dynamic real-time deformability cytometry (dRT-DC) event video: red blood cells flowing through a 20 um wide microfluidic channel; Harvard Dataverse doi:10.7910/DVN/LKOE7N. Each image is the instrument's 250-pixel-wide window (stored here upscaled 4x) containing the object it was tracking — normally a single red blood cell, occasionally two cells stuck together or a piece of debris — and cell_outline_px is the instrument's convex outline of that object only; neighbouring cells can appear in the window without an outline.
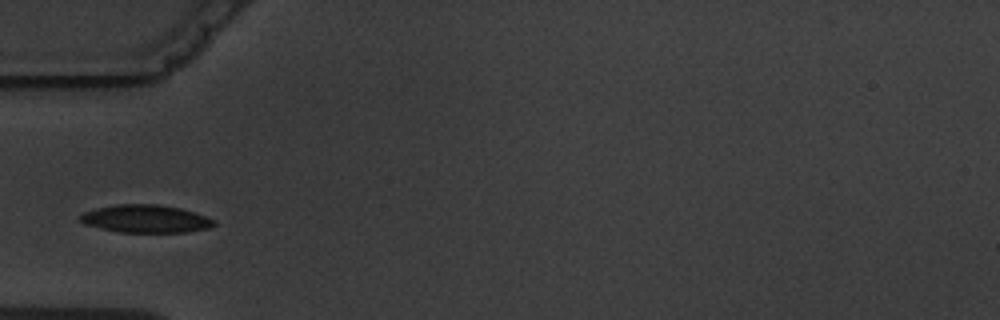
{"species": "common noctule bat (a hibernating species)", "species_latin": "Nyctalus noctula", "temperature_condition": "warm", "stored_images_in_passage": 2, "camera_frame_rate_fps": 3000, "um_per_image_px": 0.085, "animal": {"sex": "male", "body_mass_g": 19.5, "forearm_length_mm": 54.6}, "frame": {"image": 1, "passage_image": 2, "time_ms": 1.0, "image_size_px": [1000, 320], "cell_outline_px": [[216, 224], [208, 228], [184, 232], [120, 232], [100, 228], [84, 224], [76, 216], [84, 212], [96, 208], [116, 204], [156, 204], [180, 208], [216, 220]], "centroid_in_image_um": [12.33, 18.59], "position_along_channel_um": 72.7, "area_um2": 21.62}}